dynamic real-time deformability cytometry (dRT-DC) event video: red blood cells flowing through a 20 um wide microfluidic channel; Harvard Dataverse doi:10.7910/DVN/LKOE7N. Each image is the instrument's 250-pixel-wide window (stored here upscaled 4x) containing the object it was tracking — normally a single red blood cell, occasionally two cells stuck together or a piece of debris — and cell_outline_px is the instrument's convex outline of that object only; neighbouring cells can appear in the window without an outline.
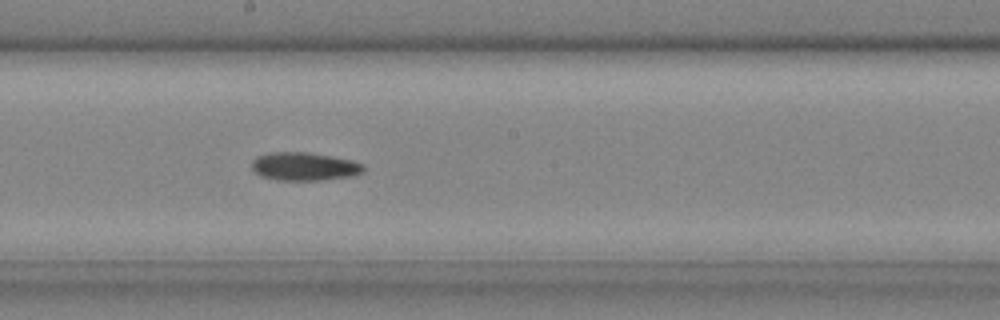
{"species": "common noctule bat (a hibernating species)", "species_latin": "Nyctalus noctula", "temperature_condition": "cold", "stored_images_in_passage": 19, "camera_frame_rate_fps": 3000, "um_per_image_px": 0.085, "animal": {"sex": "male", "body_mass_g": 20.4}, "frame": {"image": 1, "passage_image": 9, "time_ms": 2.667, "image_size_px": [1000, 320], "cell_outline_px": [[364, 172], [352, 176], [320, 180], [276, 180], [260, 176], [252, 172], [252, 160], [256, 156], [268, 152], [308, 152], [332, 156], [352, 160], [364, 164]], "centroid_in_image_um": [25.84, 14.14], "position_along_channel_um": 222.4, "area_um2": 18.67}}
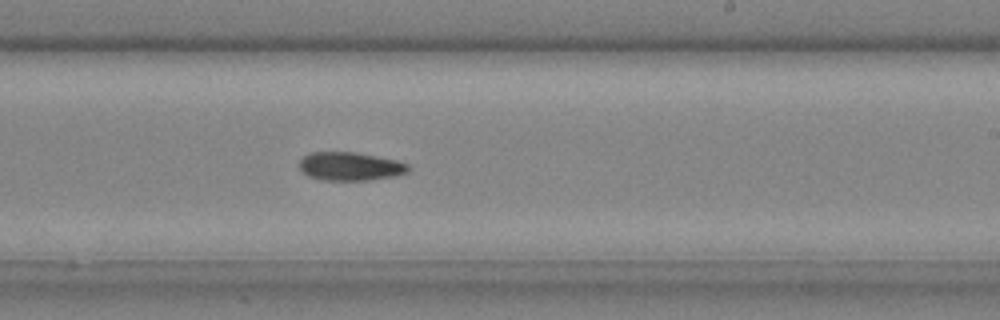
{"frame": {"image": 2, "passage_image": 11, "time_ms": 3.333, "image_size_px": [1000, 320], "cell_outline_px": [[408, 172], [392, 176], [368, 180], [320, 180], [308, 176], [300, 168], [300, 160], [304, 156], [312, 152], [356, 152], [396, 160], [408, 164]], "centroid_in_image_um": [29.74, 14.14], "position_along_channel_um": 259.3, "area_um2": 17.86}}